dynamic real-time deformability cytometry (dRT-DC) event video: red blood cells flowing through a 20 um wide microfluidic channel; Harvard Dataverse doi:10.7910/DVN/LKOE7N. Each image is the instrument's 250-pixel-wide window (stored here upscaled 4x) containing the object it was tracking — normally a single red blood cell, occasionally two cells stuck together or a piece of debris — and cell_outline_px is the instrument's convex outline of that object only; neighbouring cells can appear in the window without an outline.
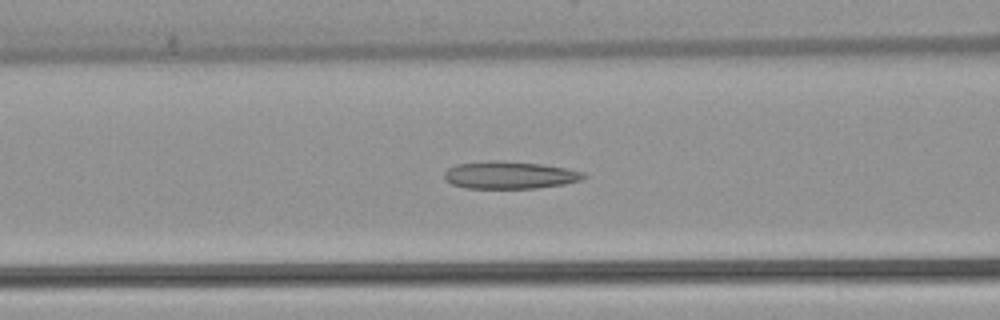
{"species": "common noctule bat (a hibernating species)", "species_latin": "Nyctalus noctula", "temperature_condition": "warm", "stored_images_in_passage": 45, "camera_frame_rate_fps": 3000, "um_per_image_px": 0.085, "animal": {"sex": "female", "body_mass_g": 22.7, "forearm_length_mm": 54.2}, "frame": {"image": 1, "passage_image": 14, "time_ms": 4.333, "image_size_px": [1000, 320], "cell_outline_px": [[588, 176], [580, 180], [564, 184], [536, 188], [464, 188], [452, 184], [444, 180], [444, 172], [448, 168], [456, 164], [488, 160], [496, 160], [544, 164], [584, 172]], "centroid_in_image_um": [43.29, 14.87], "position_along_channel_um": 123.3, "area_um2": 22.43}}
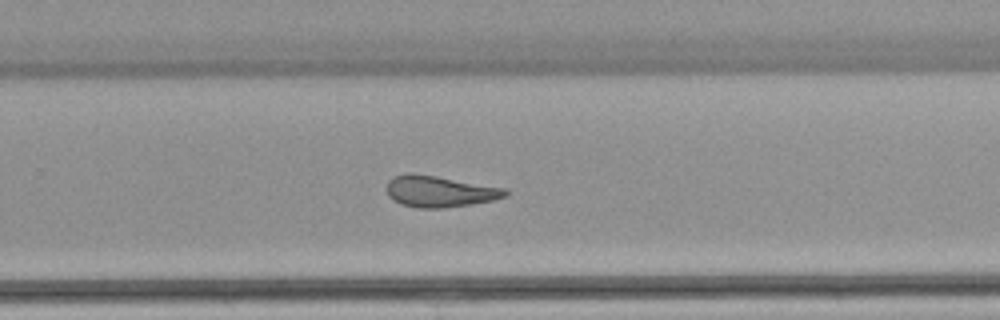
{"frame": {"image": 2, "passage_image": 27, "time_ms": 8.667, "image_size_px": [1000, 320], "cell_outline_px": [[508, 196], [492, 200], [472, 204], [444, 208], [416, 208], [400, 204], [388, 196], [388, 180], [392, 176], [408, 172], [412, 172], [508, 188]], "centroid_in_image_um": [37.37, 16.26], "position_along_channel_um": 292.4, "area_um2": 21.91}}
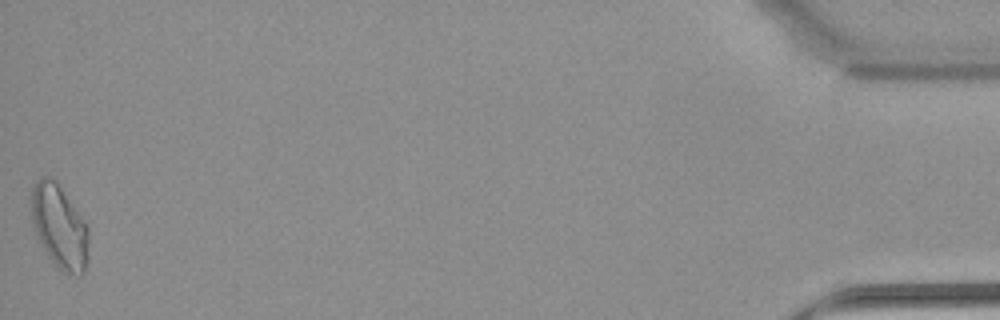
{"frame": {"image": 3, "passage_image": 45, "time_ms": 14.667, "image_size_px": [1000, 320], "cell_outline_px": [[88, 260], [84, 272], [80, 276], [60, 272], [48, 256], [40, 244], [32, 228], [32, 188], [36, 180], [40, 176], [48, 176], [56, 180], [88, 224]], "centroid_in_image_um": [5.06, 19.28], "position_along_channel_um": 430.1, "area_um2": 28.55}, "authors_computed_cell_mechanics": {"area_um2": 22.1374, "velocity_mm_per_s": 3.9112, "shape_relaxation_time_tau1_ms": null, "shape_relaxation_time_tau2_ms": 2.1624, "deformation_change_tau1": null, "deformation_change_tau2": 0.1176}}